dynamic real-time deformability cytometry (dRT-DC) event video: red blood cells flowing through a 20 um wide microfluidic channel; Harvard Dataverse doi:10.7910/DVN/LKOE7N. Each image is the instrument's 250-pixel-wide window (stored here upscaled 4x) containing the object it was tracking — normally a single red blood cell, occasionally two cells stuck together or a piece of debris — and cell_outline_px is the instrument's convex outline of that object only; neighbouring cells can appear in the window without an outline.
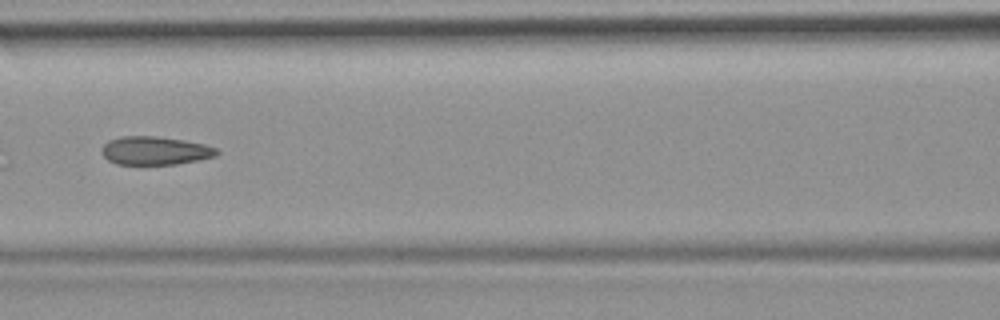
{"species": "common noctule bat (a hibernating species)", "species_latin": "Nyctalus noctula", "temperature_condition": "room temperature", "stored_images_in_passage": 8, "camera_frame_rate_fps": 3000, "um_per_image_px": 0.085, "animal": {"sex": "female", "body_mass_g": 19.9}, "frame": {"image": 1, "passage_image": 6, "time_ms": 5.667, "image_size_px": [1000, 320], "cell_outline_px": [[220, 152], [216, 156], [200, 160], [176, 164], [116, 164], [108, 160], [100, 152], [100, 148], [108, 140], [120, 136], [156, 136], [184, 140], [204, 144], [216, 148]], "centroid_in_image_um": [13.16, 12.8], "position_along_channel_um": 153.4, "area_um2": 19.19}}
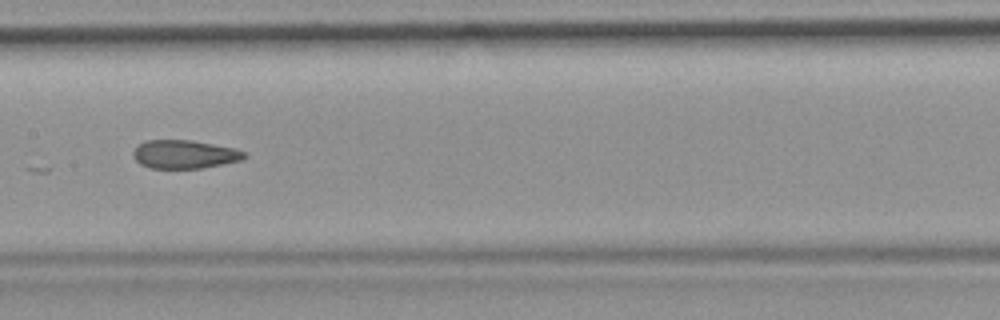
{"frame": {"image": 2, "passage_image": 7, "time_ms": 6.667, "image_size_px": [1000, 320], "cell_outline_px": [[248, 156], [240, 160], [200, 168], [152, 168], [140, 164], [132, 156], [132, 152], [144, 140], [192, 140], [236, 148], [244, 152]], "centroid_in_image_um": [15.67, 13.1], "position_along_channel_um": 191.7, "area_um2": 18.32}}